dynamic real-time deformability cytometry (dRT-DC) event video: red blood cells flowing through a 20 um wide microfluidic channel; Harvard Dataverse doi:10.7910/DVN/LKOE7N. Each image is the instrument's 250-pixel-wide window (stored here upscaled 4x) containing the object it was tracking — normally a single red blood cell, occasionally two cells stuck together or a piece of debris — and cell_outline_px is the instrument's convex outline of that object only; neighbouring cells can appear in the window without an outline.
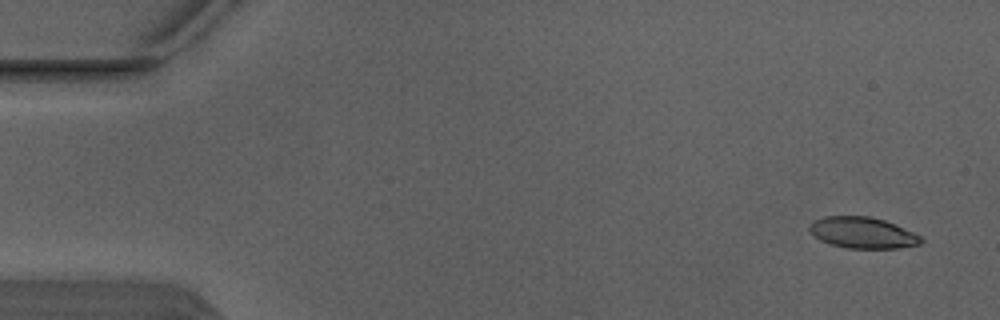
{"species": "Egyptian fruit bat (a non-hibernating species)", "species_latin": "Rousettus aegyptiacus", "temperature_condition": "warm", "stored_images_in_passage": 6, "camera_frame_rate_fps": 3000, "um_per_image_px": 0.085, "animal": {"sex": "male"}, "frame": {"image": 1, "passage_image": 1, "time_ms": 0.0, "image_size_px": [1000, 320], "cell_outline_px": [[924, 240], [920, 244], [900, 248], [844, 248], [820, 240], [808, 228], [816, 220], [824, 216], [872, 216], [884, 220], [912, 232], [920, 236]], "centroid_in_image_um": [73.34, 19.78], "position_along_channel_um": 11.7, "area_um2": 20.0}}
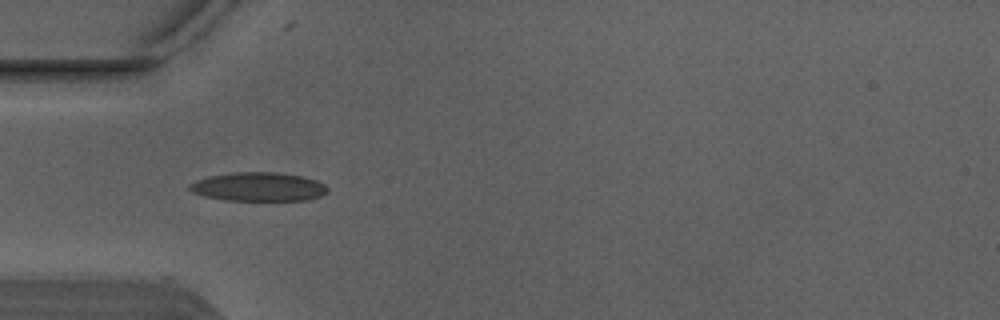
{"frame": {"image": 2, "passage_image": 4, "time_ms": 1.0, "image_size_px": [1000, 320], "cell_outline_px": [[328, 192], [320, 196], [308, 200], [224, 200], [204, 196], [192, 192], [188, 188], [188, 184], [196, 180], [208, 176], [232, 172], [276, 172], [300, 176], [316, 180], [324, 184], [328, 188]], "centroid_in_image_um": [21.94, 15.87], "position_along_channel_um": 63.1, "area_um2": 23.24}}
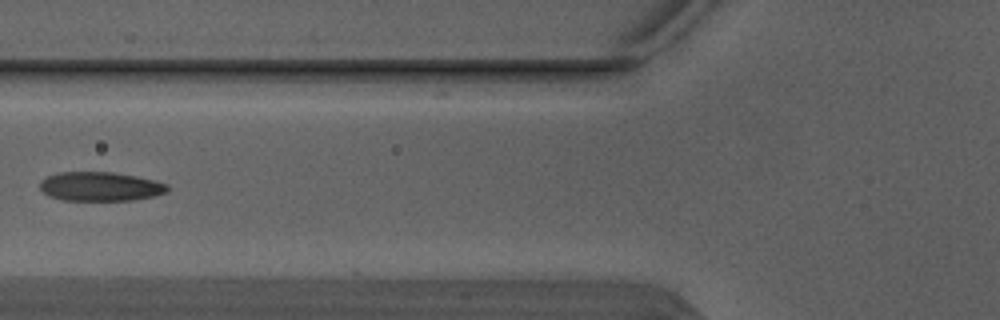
{"frame": {"image": 3, "passage_image": 5, "time_ms": 1.333, "image_size_px": [1000, 320], "cell_outline_px": [[168, 192], [136, 200], [64, 200], [48, 196], [40, 188], [40, 180], [48, 176], [60, 172], [112, 172], [136, 176], [156, 180], [168, 184]], "centroid_in_image_um": [8.54, 15.85], "position_along_channel_um": 117.3, "area_um2": 21.68}}